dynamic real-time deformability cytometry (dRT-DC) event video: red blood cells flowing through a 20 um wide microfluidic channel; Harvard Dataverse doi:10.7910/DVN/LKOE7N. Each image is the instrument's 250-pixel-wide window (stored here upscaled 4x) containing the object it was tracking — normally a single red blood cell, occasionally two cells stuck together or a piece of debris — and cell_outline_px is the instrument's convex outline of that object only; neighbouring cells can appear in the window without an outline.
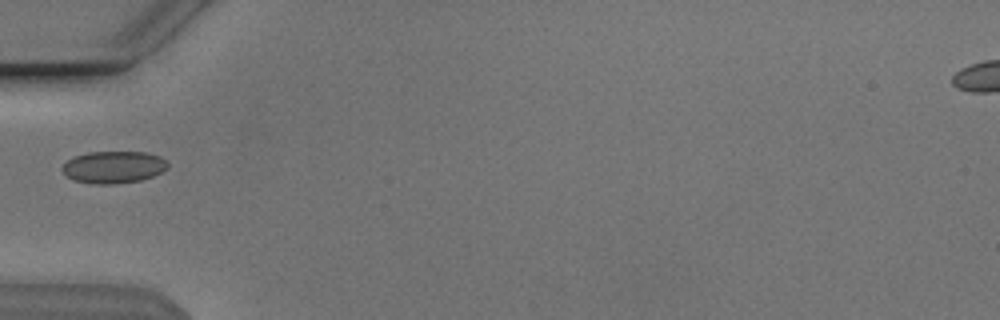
{"species": "Egyptian fruit bat (a non-hibernating species)", "species_latin": "Rousettus aegyptiacus", "temperature_condition": "cold", "stored_images_in_passage": 31, "camera_frame_rate_fps": 3000, "um_per_image_px": 0.085, "animal": {"sex": "male"}, "frame": {"image": 1, "passage_image": 1, "time_ms": 0.0, "image_size_px": [1000, 320], "cell_outline_px": [[168, 168], [152, 176], [140, 180], [112, 184], [92, 184], [76, 180], [68, 176], [60, 168], [72, 156], [88, 152], [148, 152], [160, 156], [168, 164]], "centroid_in_image_um": [9.64, 14.19], "position_along_channel_um": 75.4, "area_um2": 19.65}}
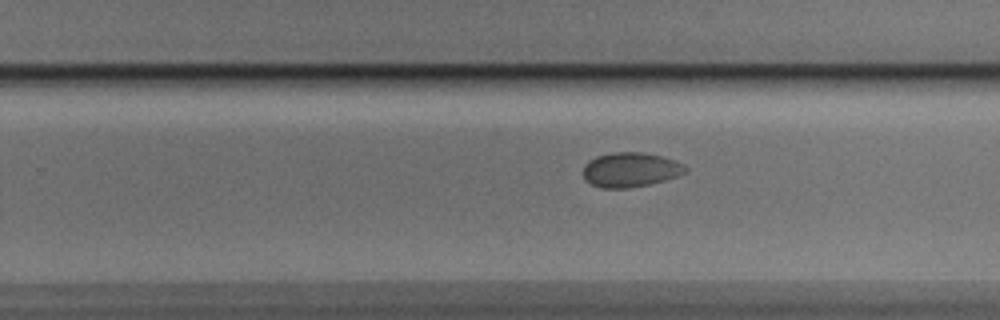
{"frame": {"image": 2, "passage_image": 17, "time_ms": 5.333, "image_size_px": [1000, 320], "cell_outline_px": [[688, 168], [684, 172], [676, 176], [664, 180], [648, 184], [628, 188], [600, 188], [584, 180], [584, 164], [596, 156], [616, 152], [640, 152], [660, 156], [684, 164]], "centroid_in_image_um": [53.55, 14.43], "position_along_channel_um": 276.2, "area_um2": 20.35}}
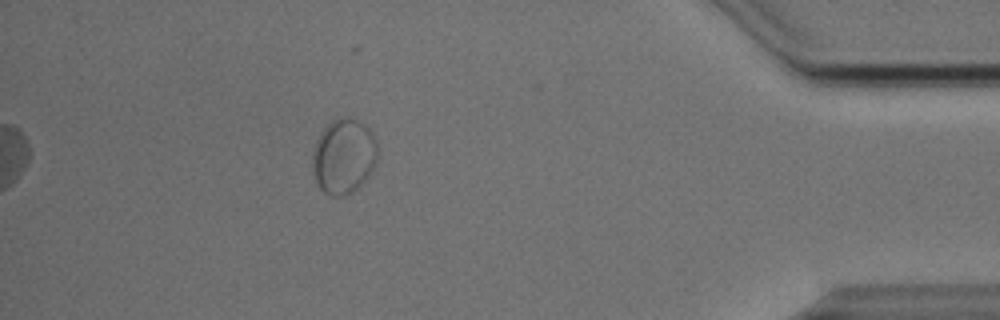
{"frame": {"image": 3, "passage_image": 31, "time_ms": 10.0, "image_size_px": [1000, 320], "cell_outline_px": [[380, 152], [372, 168], [364, 180], [352, 192], [340, 196], [332, 196], [324, 192], [320, 188], [312, 172], [312, 152], [316, 140], [320, 132], [332, 120], [344, 116], [348, 116], [364, 124], [372, 132], [376, 140]], "centroid_in_image_um": [29.2, 13.25], "position_along_channel_um": 406.0, "area_um2": 28.61}}